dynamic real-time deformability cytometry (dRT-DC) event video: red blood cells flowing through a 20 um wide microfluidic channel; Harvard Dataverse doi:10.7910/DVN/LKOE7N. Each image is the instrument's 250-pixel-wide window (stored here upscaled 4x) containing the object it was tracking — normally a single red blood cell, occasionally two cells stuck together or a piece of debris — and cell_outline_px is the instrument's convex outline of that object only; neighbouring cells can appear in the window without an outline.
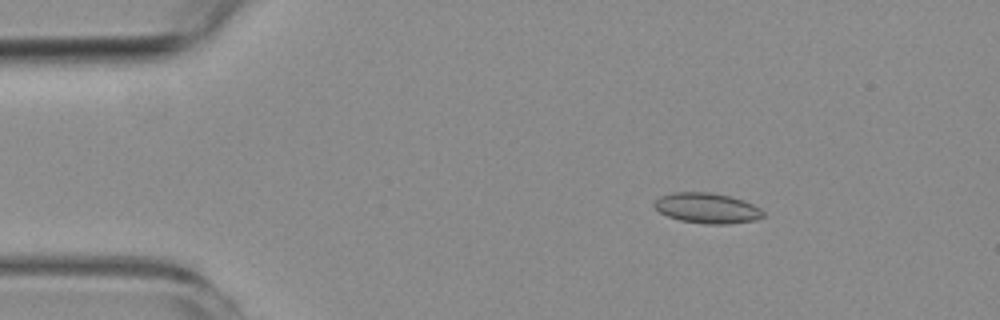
{"species": "common noctule bat (a hibernating species)", "species_latin": "Nyctalus noctula", "temperature_condition": "room temperature", "stored_images_in_passage": 4, "camera_frame_rate_fps": 3000, "um_per_image_px": 0.085, "animal": {"sex": "female", "body_mass_g": 19.3, "forearm_length_mm": 54.1}, "frame": {"image": 1, "passage_image": 3, "time_ms": 2.333, "image_size_px": [1000, 320], "cell_outline_px": [[764, 216], [756, 220], [728, 224], [704, 224], [680, 220], [668, 216], [660, 212], [652, 204], [660, 196], [672, 192], [712, 192], [732, 196], [744, 200], [760, 208], [764, 212]], "centroid_in_image_um": [60.12, 17.68], "position_along_channel_um": 24.9, "area_um2": 19.42}}